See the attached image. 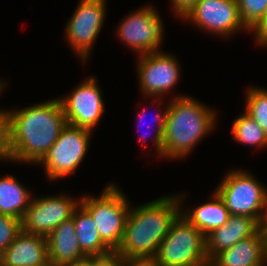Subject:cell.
<instances>
[{
  "label": "cell",
  "instance_id": "cell-1",
  "mask_svg": "<svg viewBox=\"0 0 267 266\" xmlns=\"http://www.w3.org/2000/svg\"><path fill=\"white\" fill-rule=\"evenodd\" d=\"M8 115L9 146L15 163H39L67 125L59 98L12 109Z\"/></svg>",
  "mask_w": 267,
  "mask_h": 266
},
{
  "label": "cell",
  "instance_id": "cell-2",
  "mask_svg": "<svg viewBox=\"0 0 267 266\" xmlns=\"http://www.w3.org/2000/svg\"><path fill=\"white\" fill-rule=\"evenodd\" d=\"M184 195H165L129 209L124 237L115 251L123 259L155 256L172 223L183 212Z\"/></svg>",
  "mask_w": 267,
  "mask_h": 266
},
{
  "label": "cell",
  "instance_id": "cell-3",
  "mask_svg": "<svg viewBox=\"0 0 267 266\" xmlns=\"http://www.w3.org/2000/svg\"><path fill=\"white\" fill-rule=\"evenodd\" d=\"M168 102L162 157L181 159L214 129L216 112L188 95ZM202 103V104H201Z\"/></svg>",
  "mask_w": 267,
  "mask_h": 266
},
{
  "label": "cell",
  "instance_id": "cell-4",
  "mask_svg": "<svg viewBox=\"0 0 267 266\" xmlns=\"http://www.w3.org/2000/svg\"><path fill=\"white\" fill-rule=\"evenodd\" d=\"M155 257L160 266H209L205 236L181 214L172 223Z\"/></svg>",
  "mask_w": 267,
  "mask_h": 266
},
{
  "label": "cell",
  "instance_id": "cell-5",
  "mask_svg": "<svg viewBox=\"0 0 267 266\" xmlns=\"http://www.w3.org/2000/svg\"><path fill=\"white\" fill-rule=\"evenodd\" d=\"M250 172L236 169L227 172L215 191L229 213L256 219L261 225L267 215V189Z\"/></svg>",
  "mask_w": 267,
  "mask_h": 266
},
{
  "label": "cell",
  "instance_id": "cell-6",
  "mask_svg": "<svg viewBox=\"0 0 267 266\" xmlns=\"http://www.w3.org/2000/svg\"><path fill=\"white\" fill-rule=\"evenodd\" d=\"M128 198L116 184L106 185L97 196H83L80 204L91 214L101 239L115 252L124 237L130 209Z\"/></svg>",
  "mask_w": 267,
  "mask_h": 266
},
{
  "label": "cell",
  "instance_id": "cell-7",
  "mask_svg": "<svg viewBox=\"0 0 267 266\" xmlns=\"http://www.w3.org/2000/svg\"><path fill=\"white\" fill-rule=\"evenodd\" d=\"M91 132L70 124L62 129L58 140L39 162L49 180L56 181L75 173L88 151Z\"/></svg>",
  "mask_w": 267,
  "mask_h": 266
},
{
  "label": "cell",
  "instance_id": "cell-8",
  "mask_svg": "<svg viewBox=\"0 0 267 266\" xmlns=\"http://www.w3.org/2000/svg\"><path fill=\"white\" fill-rule=\"evenodd\" d=\"M121 21L117 28V38L122 43L139 55L160 51L164 26L161 17L153 6L145 5Z\"/></svg>",
  "mask_w": 267,
  "mask_h": 266
},
{
  "label": "cell",
  "instance_id": "cell-9",
  "mask_svg": "<svg viewBox=\"0 0 267 266\" xmlns=\"http://www.w3.org/2000/svg\"><path fill=\"white\" fill-rule=\"evenodd\" d=\"M105 14L106 0H80L66 24V39L84 62L101 32Z\"/></svg>",
  "mask_w": 267,
  "mask_h": 266
},
{
  "label": "cell",
  "instance_id": "cell-10",
  "mask_svg": "<svg viewBox=\"0 0 267 266\" xmlns=\"http://www.w3.org/2000/svg\"><path fill=\"white\" fill-rule=\"evenodd\" d=\"M66 194L50 197H34L21 221L22 231L47 237L59 224L70 219L81 198Z\"/></svg>",
  "mask_w": 267,
  "mask_h": 266
},
{
  "label": "cell",
  "instance_id": "cell-11",
  "mask_svg": "<svg viewBox=\"0 0 267 266\" xmlns=\"http://www.w3.org/2000/svg\"><path fill=\"white\" fill-rule=\"evenodd\" d=\"M138 56L139 89L144 96L158 102L179 82V62L174 56L163 51Z\"/></svg>",
  "mask_w": 267,
  "mask_h": 266
},
{
  "label": "cell",
  "instance_id": "cell-12",
  "mask_svg": "<svg viewBox=\"0 0 267 266\" xmlns=\"http://www.w3.org/2000/svg\"><path fill=\"white\" fill-rule=\"evenodd\" d=\"M83 81L70 95L59 99L67 124L93 131L105 112L104 100L95 77Z\"/></svg>",
  "mask_w": 267,
  "mask_h": 266
},
{
  "label": "cell",
  "instance_id": "cell-13",
  "mask_svg": "<svg viewBox=\"0 0 267 266\" xmlns=\"http://www.w3.org/2000/svg\"><path fill=\"white\" fill-rule=\"evenodd\" d=\"M205 32L231 37L239 30H247L240 18L237 0H200L183 18Z\"/></svg>",
  "mask_w": 267,
  "mask_h": 266
},
{
  "label": "cell",
  "instance_id": "cell-14",
  "mask_svg": "<svg viewBox=\"0 0 267 266\" xmlns=\"http://www.w3.org/2000/svg\"><path fill=\"white\" fill-rule=\"evenodd\" d=\"M50 265L46 237L21 231L0 255V266Z\"/></svg>",
  "mask_w": 267,
  "mask_h": 266
},
{
  "label": "cell",
  "instance_id": "cell-15",
  "mask_svg": "<svg viewBox=\"0 0 267 266\" xmlns=\"http://www.w3.org/2000/svg\"><path fill=\"white\" fill-rule=\"evenodd\" d=\"M266 242L262 227L253 235L217 253L209 266H266Z\"/></svg>",
  "mask_w": 267,
  "mask_h": 266
},
{
  "label": "cell",
  "instance_id": "cell-16",
  "mask_svg": "<svg viewBox=\"0 0 267 266\" xmlns=\"http://www.w3.org/2000/svg\"><path fill=\"white\" fill-rule=\"evenodd\" d=\"M262 225L254 218L230 214L228 221L209 233L206 238V254L209 261L219 252L229 249L238 241L255 234Z\"/></svg>",
  "mask_w": 267,
  "mask_h": 266
},
{
  "label": "cell",
  "instance_id": "cell-17",
  "mask_svg": "<svg viewBox=\"0 0 267 266\" xmlns=\"http://www.w3.org/2000/svg\"><path fill=\"white\" fill-rule=\"evenodd\" d=\"M46 240L52 266H66L87 257L79 246L72 217L59 224Z\"/></svg>",
  "mask_w": 267,
  "mask_h": 266
},
{
  "label": "cell",
  "instance_id": "cell-18",
  "mask_svg": "<svg viewBox=\"0 0 267 266\" xmlns=\"http://www.w3.org/2000/svg\"><path fill=\"white\" fill-rule=\"evenodd\" d=\"M72 218L79 246L87 257L106 256L114 252L101 239L94 219L81 204L75 209Z\"/></svg>",
  "mask_w": 267,
  "mask_h": 266
},
{
  "label": "cell",
  "instance_id": "cell-19",
  "mask_svg": "<svg viewBox=\"0 0 267 266\" xmlns=\"http://www.w3.org/2000/svg\"><path fill=\"white\" fill-rule=\"evenodd\" d=\"M212 200L189 211L181 212L191 224L199 229L206 237L213 230L226 224L230 216L229 210L216 191Z\"/></svg>",
  "mask_w": 267,
  "mask_h": 266
},
{
  "label": "cell",
  "instance_id": "cell-20",
  "mask_svg": "<svg viewBox=\"0 0 267 266\" xmlns=\"http://www.w3.org/2000/svg\"><path fill=\"white\" fill-rule=\"evenodd\" d=\"M32 193L13 175L0 177V214L13 216L22 221L29 208Z\"/></svg>",
  "mask_w": 267,
  "mask_h": 266
},
{
  "label": "cell",
  "instance_id": "cell-21",
  "mask_svg": "<svg viewBox=\"0 0 267 266\" xmlns=\"http://www.w3.org/2000/svg\"><path fill=\"white\" fill-rule=\"evenodd\" d=\"M232 138L245 145L267 147V134L247 113L238 116L231 128Z\"/></svg>",
  "mask_w": 267,
  "mask_h": 266
},
{
  "label": "cell",
  "instance_id": "cell-22",
  "mask_svg": "<svg viewBox=\"0 0 267 266\" xmlns=\"http://www.w3.org/2000/svg\"><path fill=\"white\" fill-rule=\"evenodd\" d=\"M246 93V111L267 134V89L249 87Z\"/></svg>",
  "mask_w": 267,
  "mask_h": 266
},
{
  "label": "cell",
  "instance_id": "cell-23",
  "mask_svg": "<svg viewBox=\"0 0 267 266\" xmlns=\"http://www.w3.org/2000/svg\"><path fill=\"white\" fill-rule=\"evenodd\" d=\"M239 15L247 32H253L267 12V0H237Z\"/></svg>",
  "mask_w": 267,
  "mask_h": 266
},
{
  "label": "cell",
  "instance_id": "cell-24",
  "mask_svg": "<svg viewBox=\"0 0 267 266\" xmlns=\"http://www.w3.org/2000/svg\"><path fill=\"white\" fill-rule=\"evenodd\" d=\"M21 231L20 219L0 214V255L13 243Z\"/></svg>",
  "mask_w": 267,
  "mask_h": 266
},
{
  "label": "cell",
  "instance_id": "cell-25",
  "mask_svg": "<svg viewBox=\"0 0 267 266\" xmlns=\"http://www.w3.org/2000/svg\"><path fill=\"white\" fill-rule=\"evenodd\" d=\"M0 160L12 161L9 146L8 110H0Z\"/></svg>",
  "mask_w": 267,
  "mask_h": 266
},
{
  "label": "cell",
  "instance_id": "cell-26",
  "mask_svg": "<svg viewBox=\"0 0 267 266\" xmlns=\"http://www.w3.org/2000/svg\"><path fill=\"white\" fill-rule=\"evenodd\" d=\"M167 110H168V106H167V108L164 109V112H162L161 115H160V113H156V117H154V122H157V126H156L157 128L155 130L156 132H155V135L153 137V139H154L153 141H154L156 152L161 157H162V153H163V133H164V129H165ZM145 111L146 110H144V108H143V111L138 115V119L140 118V120H141L142 118H144L143 114H145L144 113ZM140 126H141V124H139L138 128H140ZM149 128H151L150 125H149ZM140 139H142L144 142L145 140H147V137L142 135L140 137Z\"/></svg>",
  "mask_w": 267,
  "mask_h": 266
},
{
  "label": "cell",
  "instance_id": "cell-27",
  "mask_svg": "<svg viewBox=\"0 0 267 266\" xmlns=\"http://www.w3.org/2000/svg\"><path fill=\"white\" fill-rule=\"evenodd\" d=\"M94 266H125L124 259L113 252L106 256L94 257Z\"/></svg>",
  "mask_w": 267,
  "mask_h": 266
},
{
  "label": "cell",
  "instance_id": "cell-28",
  "mask_svg": "<svg viewBox=\"0 0 267 266\" xmlns=\"http://www.w3.org/2000/svg\"><path fill=\"white\" fill-rule=\"evenodd\" d=\"M200 0H171L174 12L183 19Z\"/></svg>",
  "mask_w": 267,
  "mask_h": 266
},
{
  "label": "cell",
  "instance_id": "cell-29",
  "mask_svg": "<svg viewBox=\"0 0 267 266\" xmlns=\"http://www.w3.org/2000/svg\"><path fill=\"white\" fill-rule=\"evenodd\" d=\"M124 263L125 266H160L155 256L130 257Z\"/></svg>",
  "mask_w": 267,
  "mask_h": 266
},
{
  "label": "cell",
  "instance_id": "cell-30",
  "mask_svg": "<svg viewBox=\"0 0 267 266\" xmlns=\"http://www.w3.org/2000/svg\"><path fill=\"white\" fill-rule=\"evenodd\" d=\"M256 44L267 47V12L261 24L253 31Z\"/></svg>",
  "mask_w": 267,
  "mask_h": 266
},
{
  "label": "cell",
  "instance_id": "cell-31",
  "mask_svg": "<svg viewBox=\"0 0 267 266\" xmlns=\"http://www.w3.org/2000/svg\"><path fill=\"white\" fill-rule=\"evenodd\" d=\"M66 266H94V257H86L83 260L74 262L73 264H69Z\"/></svg>",
  "mask_w": 267,
  "mask_h": 266
},
{
  "label": "cell",
  "instance_id": "cell-32",
  "mask_svg": "<svg viewBox=\"0 0 267 266\" xmlns=\"http://www.w3.org/2000/svg\"><path fill=\"white\" fill-rule=\"evenodd\" d=\"M262 229L264 231L265 234V242H266V263H267V215L265 217V220L262 224Z\"/></svg>",
  "mask_w": 267,
  "mask_h": 266
},
{
  "label": "cell",
  "instance_id": "cell-33",
  "mask_svg": "<svg viewBox=\"0 0 267 266\" xmlns=\"http://www.w3.org/2000/svg\"><path fill=\"white\" fill-rule=\"evenodd\" d=\"M6 83H5V81L3 82V81H0V94L3 92L2 90H4L5 89V85Z\"/></svg>",
  "mask_w": 267,
  "mask_h": 266
}]
</instances>
